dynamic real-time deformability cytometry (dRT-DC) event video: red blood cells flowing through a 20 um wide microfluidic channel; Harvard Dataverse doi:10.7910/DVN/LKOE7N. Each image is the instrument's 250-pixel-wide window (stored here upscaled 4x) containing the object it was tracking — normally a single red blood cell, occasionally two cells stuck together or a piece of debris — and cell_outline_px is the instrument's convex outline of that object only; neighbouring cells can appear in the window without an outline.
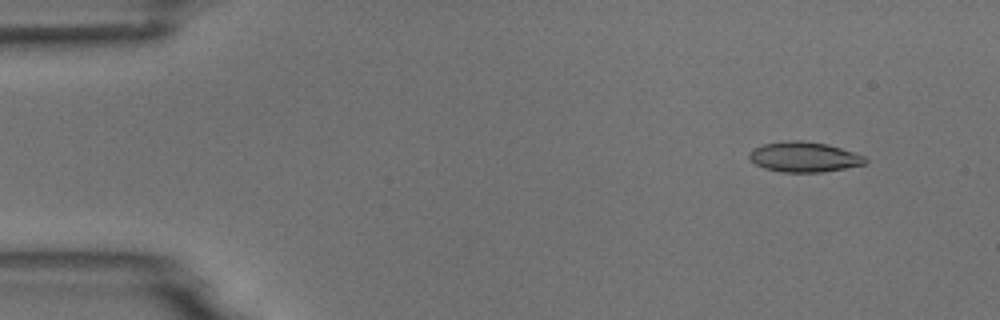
{"species": "common noctule bat (a hibernating species)", "species_latin": "Nyctalus noctula", "temperature_condition": "room temperature", "stored_images_in_passage": 5, "camera_frame_rate_fps": 3000, "um_per_image_px": 0.085, "animal": {"sex": "male", "body_mass_g": 18.8}, "frame": {"image": 1, "passage_image": 2, "time_ms": 1.0, "image_size_px": [1000, 320], "cell_outline_px": [[868, 160], [864, 164], [844, 168], [820, 172], [784, 172], [764, 168], [756, 164], [748, 156], [748, 152], [752, 148], [764, 144], [788, 140], [800, 140], [828, 144], [864, 156]], "centroid_in_image_um": [68.31, 13.33], "position_along_channel_um": 16.7, "area_um2": 20.23}}
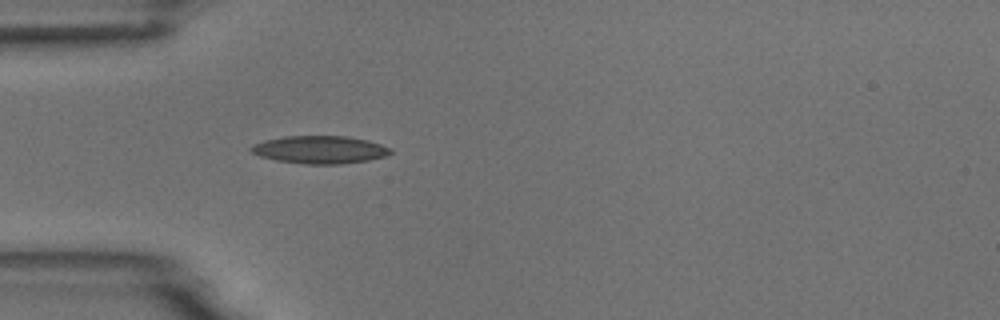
{"frame": {"image": 2, "passage_image": 5, "time_ms": 4.667, "image_size_px": [1000, 320], "cell_outline_px": [[392, 152], [384, 156], [368, 160], [340, 164], [304, 164], [276, 160], [260, 156], [252, 152], [248, 148], [252, 144], [264, 140], [284, 136], [344, 136], [368, 140], [392, 148]], "centroid_in_image_um": [27.16, 12.72], "position_along_channel_um": 57.8, "area_um2": 22.54}}